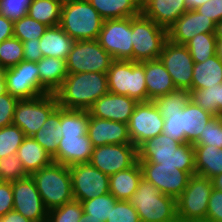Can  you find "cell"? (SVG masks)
Returning a JSON list of instances; mask_svg holds the SVG:
<instances>
[{"label": "cell", "mask_w": 222, "mask_h": 222, "mask_svg": "<svg viewBox=\"0 0 222 222\" xmlns=\"http://www.w3.org/2000/svg\"><path fill=\"white\" fill-rule=\"evenodd\" d=\"M108 92L107 73L84 72L69 73L54 94L61 108L88 110Z\"/></svg>", "instance_id": "1"}, {"label": "cell", "mask_w": 222, "mask_h": 222, "mask_svg": "<svg viewBox=\"0 0 222 222\" xmlns=\"http://www.w3.org/2000/svg\"><path fill=\"white\" fill-rule=\"evenodd\" d=\"M138 161L177 166V169L196 174L194 146L192 143H180L163 133L143 142L138 148Z\"/></svg>", "instance_id": "2"}, {"label": "cell", "mask_w": 222, "mask_h": 222, "mask_svg": "<svg viewBox=\"0 0 222 222\" xmlns=\"http://www.w3.org/2000/svg\"><path fill=\"white\" fill-rule=\"evenodd\" d=\"M128 201L139 214L141 222H179L176 199L162 194L144 178Z\"/></svg>", "instance_id": "3"}, {"label": "cell", "mask_w": 222, "mask_h": 222, "mask_svg": "<svg viewBox=\"0 0 222 222\" xmlns=\"http://www.w3.org/2000/svg\"><path fill=\"white\" fill-rule=\"evenodd\" d=\"M104 19L88 2L71 0L62 3L59 26L74 40H96Z\"/></svg>", "instance_id": "4"}, {"label": "cell", "mask_w": 222, "mask_h": 222, "mask_svg": "<svg viewBox=\"0 0 222 222\" xmlns=\"http://www.w3.org/2000/svg\"><path fill=\"white\" fill-rule=\"evenodd\" d=\"M30 176L48 211L74 200L68 166L52 162Z\"/></svg>", "instance_id": "5"}, {"label": "cell", "mask_w": 222, "mask_h": 222, "mask_svg": "<svg viewBox=\"0 0 222 222\" xmlns=\"http://www.w3.org/2000/svg\"><path fill=\"white\" fill-rule=\"evenodd\" d=\"M108 90L126 95L139 102H147L144 62L114 60L107 72Z\"/></svg>", "instance_id": "6"}, {"label": "cell", "mask_w": 222, "mask_h": 222, "mask_svg": "<svg viewBox=\"0 0 222 222\" xmlns=\"http://www.w3.org/2000/svg\"><path fill=\"white\" fill-rule=\"evenodd\" d=\"M133 61L144 62L159 59L165 42L167 29L157 25L142 13L132 17Z\"/></svg>", "instance_id": "7"}, {"label": "cell", "mask_w": 222, "mask_h": 222, "mask_svg": "<svg viewBox=\"0 0 222 222\" xmlns=\"http://www.w3.org/2000/svg\"><path fill=\"white\" fill-rule=\"evenodd\" d=\"M212 180L200 175H192L182 194L176 199L177 218L179 222H206V214Z\"/></svg>", "instance_id": "8"}, {"label": "cell", "mask_w": 222, "mask_h": 222, "mask_svg": "<svg viewBox=\"0 0 222 222\" xmlns=\"http://www.w3.org/2000/svg\"><path fill=\"white\" fill-rule=\"evenodd\" d=\"M58 106L55 94L20 99L15 106L13 124L18 126L26 137H32Z\"/></svg>", "instance_id": "9"}, {"label": "cell", "mask_w": 222, "mask_h": 222, "mask_svg": "<svg viewBox=\"0 0 222 222\" xmlns=\"http://www.w3.org/2000/svg\"><path fill=\"white\" fill-rule=\"evenodd\" d=\"M112 56L99 44L98 40L74 41L66 59L68 73H107Z\"/></svg>", "instance_id": "10"}, {"label": "cell", "mask_w": 222, "mask_h": 222, "mask_svg": "<svg viewBox=\"0 0 222 222\" xmlns=\"http://www.w3.org/2000/svg\"><path fill=\"white\" fill-rule=\"evenodd\" d=\"M132 17L104 20L99 44L114 60L133 61Z\"/></svg>", "instance_id": "11"}, {"label": "cell", "mask_w": 222, "mask_h": 222, "mask_svg": "<svg viewBox=\"0 0 222 222\" xmlns=\"http://www.w3.org/2000/svg\"><path fill=\"white\" fill-rule=\"evenodd\" d=\"M74 200L86 201L109 193V176L89 162L69 167Z\"/></svg>", "instance_id": "12"}, {"label": "cell", "mask_w": 222, "mask_h": 222, "mask_svg": "<svg viewBox=\"0 0 222 222\" xmlns=\"http://www.w3.org/2000/svg\"><path fill=\"white\" fill-rule=\"evenodd\" d=\"M142 178L151 182L162 194L177 199L188 185L191 175L177 166H162L148 161H138Z\"/></svg>", "instance_id": "13"}, {"label": "cell", "mask_w": 222, "mask_h": 222, "mask_svg": "<svg viewBox=\"0 0 222 222\" xmlns=\"http://www.w3.org/2000/svg\"><path fill=\"white\" fill-rule=\"evenodd\" d=\"M138 161L133 144H109L93 148L90 164L108 176L132 167Z\"/></svg>", "instance_id": "14"}, {"label": "cell", "mask_w": 222, "mask_h": 222, "mask_svg": "<svg viewBox=\"0 0 222 222\" xmlns=\"http://www.w3.org/2000/svg\"><path fill=\"white\" fill-rule=\"evenodd\" d=\"M164 118L152 101L139 102L128 122L131 143L138 148L143 142L163 132Z\"/></svg>", "instance_id": "15"}, {"label": "cell", "mask_w": 222, "mask_h": 222, "mask_svg": "<svg viewBox=\"0 0 222 222\" xmlns=\"http://www.w3.org/2000/svg\"><path fill=\"white\" fill-rule=\"evenodd\" d=\"M6 92L20 99L35 98L44 94L40 88L37 62L22 60L5 69Z\"/></svg>", "instance_id": "16"}, {"label": "cell", "mask_w": 222, "mask_h": 222, "mask_svg": "<svg viewBox=\"0 0 222 222\" xmlns=\"http://www.w3.org/2000/svg\"><path fill=\"white\" fill-rule=\"evenodd\" d=\"M176 89L191 90L194 61L185 45L167 40L159 57Z\"/></svg>", "instance_id": "17"}, {"label": "cell", "mask_w": 222, "mask_h": 222, "mask_svg": "<svg viewBox=\"0 0 222 222\" xmlns=\"http://www.w3.org/2000/svg\"><path fill=\"white\" fill-rule=\"evenodd\" d=\"M13 210L32 222H46L48 209L31 176L12 182Z\"/></svg>", "instance_id": "18"}, {"label": "cell", "mask_w": 222, "mask_h": 222, "mask_svg": "<svg viewBox=\"0 0 222 222\" xmlns=\"http://www.w3.org/2000/svg\"><path fill=\"white\" fill-rule=\"evenodd\" d=\"M216 23L196 10H187L168 29L170 42L185 45L189 40L201 33H215Z\"/></svg>", "instance_id": "19"}, {"label": "cell", "mask_w": 222, "mask_h": 222, "mask_svg": "<svg viewBox=\"0 0 222 222\" xmlns=\"http://www.w3.org/2000/svg\"><path fill=\"white\" fill-rule=\"evenodd\" d=\"M138 102L126 95L108 92L97 99L88 109L90 117L112 120L128 124Z\"/></svg>", "instance_id": "20"}, {"label": "cell", "mask_w": 222, "mask_h": 222, "mask_svg": "<svg viewBox=\"0 0 222 222\" xmlns=\"http://www.w3.org/2000/svg\"><path fill=\"white\" fill-rule=\"evenodd\" d=\"M87 134L93 147L109 144H132L128 124L90 117Z\"/></svg>", "instance_id": "21"}, {"label": "cell", "mask_w": 222, "mask_h": 222, "mask_svg": "<svg viewBox=\"0 0 222 222\" xmlns=\"http://www.w3.org/2000/svg\"><path fill=\"white\" fill-rule=\"evenodd\" d=\"M93 148L88 135L62 136L58 142L57 154L52 160L68 167L88 163L91 160Z\"/></svg>", "instance_id": "22"}, {"label": "cell", "mask_w": 222, "mask_h": 222, "mask_svg": "<svg viewBox=\"0 0 222 222\" xmlns=\"http://www.w3.org/2000/svg\"><path fill=\"white\" fill-rule=\"evenodd\" d=\"M187 10L185 0H149L141 8V13L168 29Z\"/></svg>", "instance_id": "23"}, {"label": "cell", "mask_w": 222, "mask_h": 222, "mask_svg": "<svg viewBox=\"0 0 222 222\" xmlns=\"http://www.w3.org/2000/svg\"><path fill=\"white\" fill-rule=\"evenodd\" d=\"M147 102L176 90L172 78L160 59L144 61Z\"/></svg>", "instance_id": "24"}, {"label": "cell", "mask_w": 222, "mask_h": 222, "mask_svg": "<svg viewBox=\"0 0 222 222\" xmlns=\"http://www.w3.org/2000/svg\"><path fill=\"white\" fill-rule=\"evenodd\" d=\"M40 88L44 94H54L67 77L66 60L55 57H42L38 62Z\"/></svg>", "instance_id": "25"}, {"label": "cell", "mask_w": 222, "mask_h": 222, "mask_svg": "<svg viewBox=\"0 0 222 222\" xmlns=\"http://www.w3.org/2000/svg\"><path fill=\"white\" fill-rule=\"evenodd\" d=\"M213 117V114L189 100L181 114V132H184V143L193 144Z\"/></svg>", "instance_id": "26"}, {"label": "cell", "mask_w": 222, "mask_h": 222, "mask_svg": "<svg viewBox=\"0 0 222 222\" xmlns=\"http://www.w3.org/2000/svg\"><path fill=\"white\" fill-rule=\"evenodd\" d=\"M141 179L142 170L137 161L132 167L109 176V191L117 200L128 201Z\"/></svg>", "instance_id": "27"}, {"label": "cell", "mask_w": 222, "mask_h": 222, "mask_svg": "<svg viewBox=\"0 0 222 222\" xmlns=\"http://www.w3.org/2000/svg\"><path fill=\"white\" fill-rule=\"evenodd\" d=\"M74 40L59 26L48 27L40 38L43 57L66 60Z\"/></svg>", "instance_id": "28"}, {"label": "cell", "mask_w": 222, "mask_h": 222, "mask_svg": "<svg viewBox=\"0 0 222 222\" xmlns=\"http://www.w3.org/2000/svg\"><path fill=\"white\" fill-rule=\"evenodd\" d=\"M16 154L29 176L53 162L52 157L33 137H25Z\"/></svg>", "instance_id": "29"}, {"label": "cell", "mask_w": 222, "mask_h": 222, "mask_svg": "<svg viewBox=\"0 0 222 222\" xmlns=\"http://www.w3.org/2000/svg\"><path fill=\"white\" fill-rule=\"evenodd\" d=\"M196 175L212 179L222 174V148L212 145H193Z\"/></svg>", "instance_id": "30"}, {"label": "cell", "mask_w": 222, "mask_h": 222, "mask_svg": "<svg viewBox=\"0 0 222 222\" xmlns=\"http://www.w3.org/2000/svg\"><path fill=\"white\" fill-rule=\"evenodd\" d=\"M104 20L135 17L141 14L138 0H88Z\"/></svg>", "instance_id": "31"}, {"label": "cell", "mask_w": 222, "mask_h": 222, "mask_svg": "<svg viewBox=\"0 0 222 222\" xmlns=\"http://www.w3.org/2000/svg\"><path fill=\"white\" fill-rule=\"evenodd\" d=\"M222 83V61L216 56L194 63L191 89H205Z\"/></svg>", "instance_id": "32"}, {"label": "cell", "mask_w": 222, "mask_h": 222, "mask_svg": "<svg viewBox=\"0 0 222 222\" xmlns=\"http://www.w3.org/2000/svg\"><path fill=\"white\" fill-rule=\"evenodd\" d=\"M60 127V107L58 106L32 136L52 158L57 154L58 142L62 137Z\"/></svg>", "instance_id": "33"}, {"label": "cell", "mask_w": 222, "mask_h": 222, "mask_svg": "<svg viewBox=\"0 0 222 222\" xmlns=\"http://www.w3.org/2000/svg\"><path fill=\"white\" fill-rule=\"evenodd\" d=\"M88 110L65 109L60 107V135L82 136L88 135Z\"/></svg>", "instance_id": "34"}, {"label": "cell", "mask_w": 222, "mask_h": 222, "mask_svg": "<svg viewBox=\"0 0 222 222\" xmlns=\"http://www.w3.org/2000/svg\"><path fill=\"white\" fill-rule=\"evenodd\" d=\"M189 94L194 104L214 116H222V83L205 89H191Z\"/></svg>", "instance_id": "35"}, {"label": "cell", "mask_w": 222, "mask_h": 222, "mask_svg": "<svg viewBox=\"0 0 222 222\" xmlns=\"http://www.w3.org/2000/svg\"><path fill=\"white\" fill-rule=\"evenodd\" d=\"M61 7L59 0H33L28 15L48 27H53L60 23Z\"/></svg>", "instance_id": "36"}, {"label": "cell", "mask_w": 222, "mask_h": 222, "mask_svg": "<svg viewBox=\"0 0 222 222\" xmlns=\"http://www.w3.org/2000/svg\"><path fill=\"white\" fill-rule=\"evenodd\" d=\"M216 44L215 33H201L189 40L185 46L194 63H201L216 55Z\"/></svg>", "instance_id": "37"}, {"label": "cell", "mask_w": 222, "mask_h": 222, "mask_svg": "<svg viewBox=\"0 0 222 222\" xmlns=\"http://www.w3.org/2000/svg\"><path fill=\"white\" fill-rule=\"evenodd\" d=\"M118 200L109 192L105 195L81 201L83 212L89 215V219L106 222Z\"/></svg>", "instance_id": "38"}, {"label": "cell", "mask_w": 222, "mask_h": 222, "mask_svg": "<svg viewBox=\"0 0 222 222\" xmlns=\"http://www.w3.org/2000/svg\"><path fill=\"white\" fill-rule=\"evenodd\" d=\"M190 100L189 91L176 89L170 93L152 100L160 113L180 112Z\"/></svg>", "instance_id": "39"}, {"label": "cell", "mask_w": 222, "mask_h": 222, "mask_svg": "<svg viewBox=\"0 0 222 222\" xmlns=\"http://www.w3.org/2000/svg\"><path fill=\"white\" fill-rule=\"evenodd\" d=\"M48 28L45 24L32 19L28 14L19 20L14 21L13 37L21 42L40 39Z\"/></svg>", "instance_id": "40"}, {"label": "cell", "mask_w": 222, "mask_h": 222, "mask_svg": "<svg viewBox=\"0 0 222 222\" xmlns=\"http://www.w3.org/2000/svg\"><path fill=\"white\" fill-rule=\"evenodd\" d=\"M25 137L24 132L14 124L0 128V158L16 153Z\"/></svg>", "instance_id": "41"}, {"label": "cell", "mask_w": 222, "mask_h": 222, "mask_svg": "<svg viewBox=\"0 0 222 222\" xmlns=\"http://www.w3.org/2000/svg\"><path fill=\"white\" fill-rule=\"evenodd\" d=\"M23 43L15 37L6 39L0 43V67L9 68L18 65L23 56Z\"/></svg>", "instance_id": "42"}, {"label": "cell", "mask_w": 222, "mask_h": 222, "mask_svg": "<svg viewBox=\"0 0 222 222\" xmlns=\"http://www.w3.org/2000/svg\"><path fill=\"white\" fill-rule=\"evenodd\" d=\"M83 213L81 202L73 200L49 210L46 222H79Z\"/></svg>", "instance_id": "43"}, {"label": "cell", "mask_w": 222, "mask_h": 222, "mask_svg": "<svg viewBox=\"0 0 222 222\" xmlns=\"http://www.w3.org/2000/svg\"><path fill=\"white\" fill-rule=\"evenodd\" d=\"M29 175L23 168L22 162L16 153L0 158V181L14 182Z\"/></svg>", "instance_id": "44"}, {"label": "cell", "mask_w": 222, "mask_h": 222, "mask_svg": "<svg viewBox=\"0 0 222 222\" xmlns=\"http://www.w3.org/2000/svg\"><path fill=\"white\" fill-rule=\"evenodd\" d=\"M193 145H214L218 149L222 148V116H214L205 125L204 130Z\"/></svg>", "instance_id": "45"}, {"label": "cell", "mask_w": 222, "mask_h": 222, "mask_svg": "<svg viewBox=\"0 0 222 222\" xmlns=\"http://www.w3.org/2000/svg\"><path fill=\"white\" fill-rule=\"evenodd\" d=\"M33 0H0V14L11 21H16L28 14Z\"/></svg>", "instance_id": "46"}, {"label": "cell", "mask_w": 222, "mask_h": 222, "mask_svg": "<svg viewBox=\"0 0 222 222\" xmlns=\"http://www.w3.org/2000/svg\"><path fill=\"white\" fill-rule=\"evenodd\" d=\"M106 222H141L135 208L126 200H118Z\"/></svg>", "instance_id": "47"}, {"label": "cell", "mask_w": 222, "mask_h": 222, "mask_svg": "<svg viewBox=\"0 0 222 222\" xmlns=\"http://www.w3.org/2000/svg\"><path fill=\"white\" fill-rule=\"evenodd\" d=\"M164 118L163 134L168 135L171 139H175L180 143H184V132H181V114L174 113H160Z\"/></svg>", "instance_id": "48"}, {"label": "cell", "mask_w": 222, "mask_h": 222, "mask_svg": "<svg viewBox=\"0 0 222 222\" xmlns=\"http://www.w3.org/2000/svg\"><path fill=\"white\" fill-rule=\"evenodd\" d=\"M18 98L8 92L0 96V128L13 124V115Z\"/></svg>", "instance_id": "49"}, {"label": "cell", "mask_w": 222, "mask_h": 222, "mask_svg": "<svg viewBox=\"0 0 222 222\" xmlns=\"http://www.w3.org/2000/svg\"><path fill=\"white\" fill-rule=\"evenodd\" d=\"M206 222H222V191L212 189L210 194Z\"/></svg>", "instance_id": "50"}, {"label": "cell", "mask_w": 222, "mask_h": 222, "mask_svg": "<svg viewBox=\"0 0 222 222\" xmlns=\"http://www.w3.org/2000/svg\"><path fill=\"white\" fill-rule=\"evenodd\" d=\"M195 10L213 20L216 24L222 21V0H209Z\"/></svg>", "instance_id": "51"}, {"label": "cell", "mask_w": 222, "mask_h": 222, "mask_svg": "<svg viewBox=\"0 0 222 222\" xmlns=\"http://www.w3.org/2000/svg\"><path fill=\"white\" fill-rule=\"evenodd\" d=\"M13 210L12 182L0 181V217Z\"/></svg>", "instance_id": "52"}, {"label": "cell", "mask_w": 222, "mask_h": 222, "mask_svg": "<svg viewBox=\"0 0 222 222\" xmlns=\"http://www.w3.org/2000/svg\"><path fill=\"white\" fill-rule=\"evenodd\" d=\"M24 60L31 62H38L42 57L40 48V39H32L22 42Z\"/></svg>", "instance_id": "53"}, {"label": "cell", "mask_w": 222, "mask_h": 222, "mask_svg": "<svg viewBox=\"0 0 222 222\" xmlns=\"http://www.w3.org/2000/svg\"><path fill=\"white\" fill-rule=\"evenodd\" d=\"M14 22L0 14V43L13 37Z\"/></svg>", "instance_id": "54"}, {"label": "cell", "mask_w": 222, "mask_h": 222, "mask_svg": "<svg viewBox=\"0 0 222 222\" xmlns=\"http://www.w3.org/2000/svg\"><path fill=\"white\" fill-rule=\"evenodd\" d=\"M0 222H32V221L25 218L22 214H19L17 211L12 210L3 217H0Z\"/></svg>", "instance_id": "55"}, {"label": "cell", "mask_w": 222, "mask_h": 222, "mask_svg": "<svg viewBox=\"0 0 222 222\" xmlns=\"http://www.w3.org/2000/svg\"><path fill=\"white\" fill-rule=\"evenodd\" d=\"M208 1L209 0H185L188 10H195L197 7Z\"/></svg>", "instance_id": "56"}, {"label": "cell", "mask_w": 222, "mask_h": 222, "mask_svg": "<svg viewBox=\"0 0 222 222\" xmlns=\"http://www.w3.org/2000/svg\"><path fill=\"white\" fill-rule=\"evenodd\" d=\"M6 93L5 68L0 67V96Z\"/></svg>", "instance_id": "57"}, {"label": "cell", "mask_w": 222, "mask_h": 222, "mask_svg": "<svg viewBox=\"0 0 222 222\" xmlns=\"http://www.w3.org/2000/svg\"><path fill=\"white\" fill-rule=\"evenodd\" d=\"M211 180L213 188L222 191V174L214 176Z\"/></svg>", "instance_id": "58"}, {"label": "cell", "mask_w": 222, "mask_h": 222, "mask_svg": "<svg viewBox=\"0 0 222 222\" xmlns=\"http://www.w3.org/2000/svg\"><path fill=\"white\" fill-rule=\"evenodd\" d=\"M215 37L217 40H222V21L216 24Z\"/></svg>", "instance_id": "59"}, {"label": "cell", "mask_w": 222, "mask_h": 222, "mask_svg": "<svg viewBox=\"0 0 222 222\" xmlns=\"http://www.w3.org/2000/svg\"><path fill=\"white\" fill-rule=\"evenodd\" d=\"M216 56L222 61V40H217Z\"/></svg>", "instance_id": "60"}, {"label": "cell", "mask_w": 222, "mask_h": 222, "mask_svg": "<svg viewBox=\"0 0 222 222\" xmlns=\"http://www.w3.org/2000/svg\"><path fill=\"white\" fill-rule=\"evenodd\" d=\"M79 222H101V220L89 219V215H87L86 213H83Z\"/></svg>", "instance_id": "61"}, {"label": "cell", "mask_w": 222, "mask_h": 222, "mask_svg": "<svg viewBox=\"0 0 222 222\" xmlns=\"http://www.w3.org/2000/svg\"><path fill=\"white\" fill-rule=\"evenodd\" d=\"M149 0H139L140 7L142 8Z\"/></svg>", "instance_id": "62"}, {"label": "cell", "mask_w": 222, "mask_h": 222, "mask_svg": "<svg viewBox=\"0 0 222 222\" xmlns=\"http://www.w3.org/2000/svg\"><path fill=\"white\" fill-rule=\"evenodd\" d=\"M61 3L69 2L71 0H59Z\"/></svg>", "instance_id": "63"}]
</instances>
